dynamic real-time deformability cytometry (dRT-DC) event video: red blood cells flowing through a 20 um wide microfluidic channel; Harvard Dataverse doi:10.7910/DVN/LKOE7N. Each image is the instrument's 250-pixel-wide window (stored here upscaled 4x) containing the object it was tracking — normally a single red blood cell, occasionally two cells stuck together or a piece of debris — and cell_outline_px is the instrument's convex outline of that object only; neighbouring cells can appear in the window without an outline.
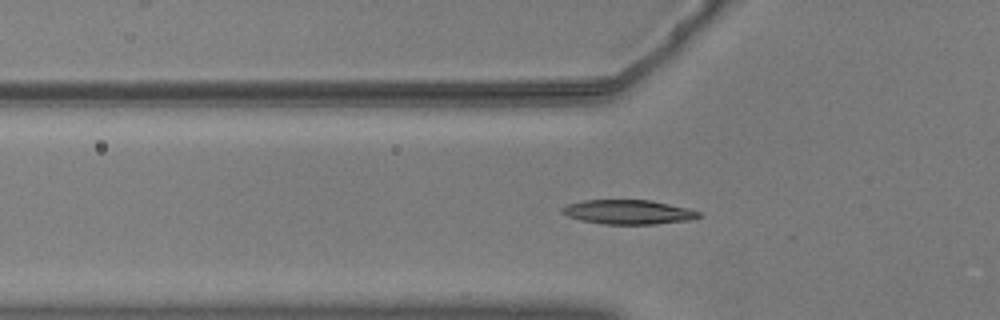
{"species": "common noctule bat (a hibernating species)", "species_latin": "Nyctalus noctula", "temperature_condition": "warm", "stored_images_in_passage": 38, "camera_frame_rate_fps": 3000, "um_per_image_px": 0.085, "animal": {"sex": "male", "body_mass_g": 20.5, "forearm_length_mm": 52.5}, "frame": {"image": 1, "passage_image": 2, "time_ms": 0.333, "image_size_px": [1000, 320], "cell_outline_px": [[700, 216], [688, 220], [652, 224], [604, 224], [580, 220], [568, 216], [560, 212], [560, 208], [568, 204], [584, 200], [648, 200], [688, 208], [700, 212]], "centroid_in_image_um": [53.34, 18.02], "position_along_channel_um": 72.5, "area_um2": 19.19}}
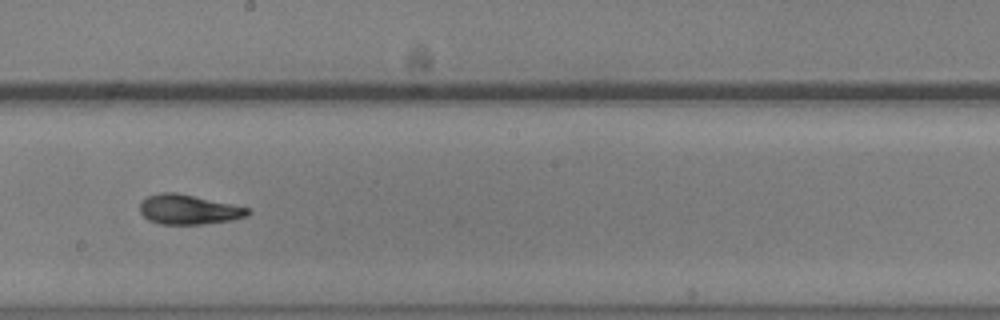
{"frame": {"image": 2, "passage_image": 15, "time_ms": 4.667, "image_size_px": [1000, 320], "cell_outline_px": [[252, 212], [248, 216], [232, 220], [204, 224], [160, 224], [148, 220], [140, 212], [140, 200], [148, 196], [160, 192], [176, 192], [232, 204], [248, 208]], "centroid_in_image_um": [16.02, 17.81], "position_along_channel_um": 232.2, "area_um2": 18.79}}
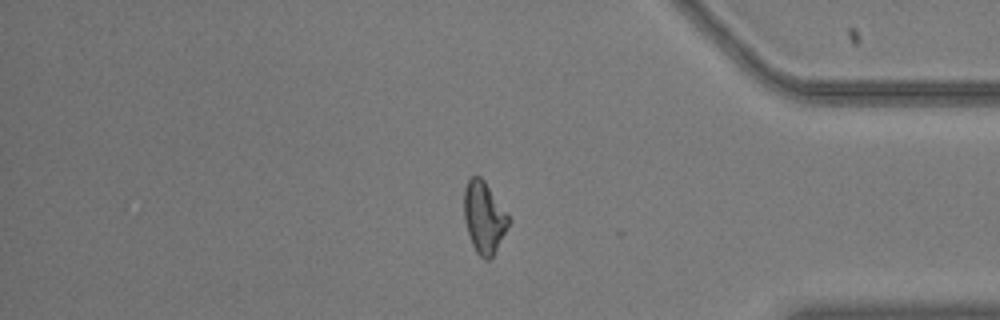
{"frame": {"image": 3, "passage_image": 30, "time_ms": 9.667, "image_size_px": [1000, 320], "cell_outline_px": [[512, 220], [492, 256], [488, 260], [484, 260], [476, 252], [472, 244], [464, 220], [464, 188], [468, 180], [472, 176], [480, 176], [484, 180], [508, 212]], "centroid_in_image_um": [41.16, 18.46], "position_along_channel_um": 394.0, "area_um2": 18.73}, "authors_computed_cell_mechanics": {"area_um2": 18.6116, "velocity_mm_per_s": 3.6572, "shape_relaxation_time_tau1_ms": 6.6653, "shape_relaxation_time_tau2_ms": 1.9495, "deformation_change_tau1": 0.1876, "deformation_change_tau2": 0.0802}}